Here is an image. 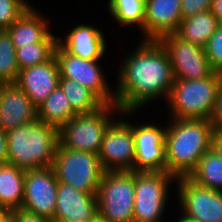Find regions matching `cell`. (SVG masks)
Wrapping results in <instances>:
<instances>
[{"instance_id":"cell-19","label":"cell","mask_w":222,"mask_h":222,"mask_svg":"<svg viewBox=\"0 0 222 222\" xmlns=\"http://www.w3.org/2000/svg\"><path fill=\"white\" fill-rule=\"evenodd\" d=\"M68 32L65 38L58 37V44L72 55L85 60H101L108 50L106 38L96 26L78 24Z\"/></svg>"},{"instance_id":"cell-7","label":"cell","mask_w":222,"mask_h":222,"mask_svg":"<svg viewBox=\"0 0 222 222\" xmlns=\"http://www.w3.org/2000/svg\"><path fill=\"white\" fill-rule=\"evenodd\" d=\"M135 171H104L97 192L98 215L106 222H134Z\"/></svg>"},{"instance_id":"cell-1","label":"cell","mask_w":222,"mask_h":222,"mask_svg":"<svg viewBox=\"0 0 222 222\" xmlns=\"http://www.w3.org/2000/svg\"><path fill=\"white\" fill-rule=\"evenodd\" d=\"M121 60L116 78V106L139 112L159 98L167 99L174 83L168 54L158 40H139Z\"/></svg>"},{"instance_id":"cell-38","label":"cell","mask_w":222,"mask_h":222,"mask_svg":"<svg viewBox=\"0 0 222 222\" xmlns=\"http://www.w3.org/2000/svg\"><path fill=\"white\" fill-rule=\"evenodd\" d=\"M1 222H15L14 218L8 213Z\"/></svg>"},{"instance_id":"cell-26","label":"cell","mask_w":222,"mask_h":222,"mask_svg":"<svg viewBox=\"0 0 222 222\" xmlns=\"http://www.w3.org/2000/svg\"><path fill=\"white\" fill-rule=\"evenodd\" d=\"M59 85L76 114L92 113L103 105L91 91L76 81L60 78Z\"/></svg>"},{"instance_id":"cell-33","label":"cell","mask_w":222,"mask_h":222,"mask_svg":"<svg viewBox=\"0 0 222 222\" xmlns=\"http://www.w3.org/2000/svg\"><path fill=\"white\" fill-rule=\"evenodd\" d=\"M210 121L214 130L222 131V85L219 89L217 102Z\"/></svg>"},{"instance_id":"cell-2","label":"cell","mask_w":222,"mask_h":222,"mask_svg":"<svg viewBox=\"0 0 222 222\" xmlns=\"http://www.w3.org/2000/svg\"><path fill=\"white\" fill-rule=\"evenodd\" d=\"M165 132L167 172L176 179L188 177L199 159L211 149L213 125L207 119H169Z\"/></svg>"},{"instance_id":"cell-39","label":"cell","mask_w":222,"mask_h":222,"mask_svg":"<svg viewBox=\"0 0 222 222\" xmlns=\"http://www.w3.org/2000/svg\"><path fill=\"white\" fill-rule=\"evenodd\" d=\"M9 213L8 210L6 209H0V222L2 221V219Z\"/></svg>"},{"instance_id":"cell-11","label":"cell","mask_w":222,"mask_h":222,"mask_svg":"<svg viewBox=\"0 0 222 222\" xmlns=\"http://www.w3.org/2000/svg\"><path fill=\"white\" fill-rule=\"evenodd\" d=\"M180 214L197 222H222V191L200 186L189 177L176 179Z\"/></svg>"},{"instance_id":"cell-8","label":"cell","mask_w":222,"mask_h":222,"mask_svg":"<svg viewBox=\"0 0 222 222\" xmlns=\"http://www.w3.org/2000/svg\"><path fill=\"white\" fill-rule=\"evenodd\" d=\"M176 178L168 172H135L134 222H164L162 219Z\"/></svg>"},{"instance_id":"cell-13","label":"cell","mask_w":222,"mask_h":222,"mask_svg":"<svg viewBox=\"0 0 222 222\" xmlns=\"http://www.w3.org/2000/svg\"><path fill=\"white\" fill-rule=\"evenodd\" d=\"M132 124L134 136L135 172H167L165 159L166 125Z\"/></svg>"},{"instance_id":"cell-3","label":"cell","mask_w":222,"mask_h":222,"mask_svg":"<svg viewBox=\"0 0 222 222\" xmlns=\"http://www.w3.org/2000/svg\"><path fill=\"white\" fill-rule=\"evenodd\" d=\"M8 163L21 169H40L53 165L59 145V129L42 121L20 125L6 132Z\"/></svg>"},{"instance_id":"cell-12","label":"cell","mask_w":222,"mask_h":222,"mask_svg":"<svg viewBox=\"0 0 222 222\" xmlns=\"http://www.w3.org/2000/svg\"><path fill=\"white\" fill-rule=\"evenodd\" d=\"M166 50L175 79L198 80L214 73L203 47L184 41L175 33L158 39Z\"/></svg>"},{"instance_id":"cell-31","label":"cell","mask_w":222,"mask_h":222,"mask_svg":"<svg viewBox=\"0 0 222 222\" xmlns=\"http://www.w3.org/2000/svg\"><path fill=\"white\" fill-rule=\"evenodd\" d=\"M211 0H181L182 19L208 11Z\"/></svg>"},{"instance_id":"cell-28","label":"cell","mask_w":222,"mask_h":222,"mask_svg":"<svg viewBox=\"0 0 222 222\" xmlns=\"http://www.w3.org/2000/svg\"><path fill=\"white\" fill-rule=\"evenodd\" d=\"M58 42H38L16 49L18 68L25 69L50 60L55 55Z\"/></svg>"},{"instance_id":"cell-10","label":"cell","mask_w":222,"mask_h":222,"mask_svg":"<svg viewBox=\"0 0 222 222\" xmlns=\"http://www.w3.org/2000/svg\"><path fill=\"white\" fill-rule=\"evenodd\" d=\"M60 78L80 83L91 91L103 104L116 105L115 91L103 72L100 60H85L68 53L59 44L55 49ZM110 85V86H109Z\"/></svg>"},{"instance_id":"cell-9","label":"cell","mask_w":222,"mask_h":222,"mask_svg":"<svg viewBox=\"0 0 222 222\" xmlns=\"http://www.w3.org/2000/svg\"><path fill=\"white\" fill-rule=\"evenodd\" d=\"M134 113L136 111H122L105 131L98 153L104 171H133L134 136L132 123L127 118Z\"/></svg>"},{"instance_id":"cell-35","label":"cell","mask_w":222,"mask_h":222,"mask_svg":"<svg viewBox=\"0 0 222 222\" xmlns=\"http://www.w3.org/2000/svg\"><path fill=\"white\" fill-rule=\"evenodd\" d=\"M211 150L222 157V131L214 130L211 138Z\"/></svg>"},{"instance_id":"cell-16","label":"cell","mask_w":222,"mask_h":222,"mask_svg":"<svg viewBox=\"0 0 222 222\" xmlns=\"http://www.w3.org/2000/svg\"><path fill=\"white\" fill-rule=\"evenodd\" d=\"M59 65L55 55L48 61L21 69L15 84L22 89L38 108L59 86Z\"/></svg>"},{"instance_id":"cell-25","label":"cell","mask_w":222,"mask_h":222,"mask_svg":"<svg viewBox=\"0 0 222 222\" xmlns=\"http://www.w3.org/2000/svg\"><path fill=\"white\" fill-rule=\"evenodd\" d=\"M188 177L200 186L222 191V157L208 150Z\"/></svg>"},{"instance_id":"cell-27","label":"cell","mask_w":222,"mask_h":222,"mask_svg":"<svg viewBox=\"0 0 222 222\" xmlns=\"http://www.w3.org/2000/svg\"><path fill=\"white\" fill-rule=\"evenodd\" d=\"M20 69L16 61V48L6 30H0V84L15 83Z\"/></svg>"},{"instance_id":"cell-17","label":"cell","mask_w":222,"mask_h":222,"mask_svg":"<svg viewBox=\"0 0 222 222\" xmlns=\"http://www.w3.org/2000/svg\"><path fill=\"white\" fill-rule=\"evenodd\" d=\"M38 108L15 83L0 84V128L4 131L38 120Z\"/></svg>"},{"instance_id":"cell-20","label":"cell","mask_w":222,"mask_h":222,"mask_svg":"<svg viewBox=\"0 0 222 222\" xmlns=\"http://www.w3.org/2000/svg\"><path fill=\"white\" fill-rule=\"evenodd\" d=\"M34 7L27 10L6 31L15 48L38 42H58V36L50 30L49 19Z\"/></svg>"},{"instance_id":"cell-30","label":"cell","mask_w":222,"mask_h":222,"mask_svg":"<svg viewBox=\"0 0 222 222\" xmlns=\"http://www.w3.org/2000/svg\"><path fill=\"white\" fill-rule=\"evenodd\" d=\"M205 54L214 72L222 74V24L211 35L204 47Z\"/></svg>"},{"instance_id":"cell-18","label":"cell","mask_w":222,"mask_h":222,"mask_svg":"<svg viewBox=\"0 0 222 222\" xmlns=\"http://www.w3.org/2000/svg\"><path fill=\"white\" fill-rule=\"evenodd\" d=\"M181 20V0H145L144 40L175 33Z\"/></svg>"},{"instance_id":"cell-34","label":"cell","mask_w":222,"mask_h":222,"mask_svg":"<svg viewBox=\"0 0 222 222\" xmlns=\"http://www.w3.org/2000/svg\"><path fill=\"white\" fill-rule=\"evenodd\" d=\"M8 163V142L6 131L0 128V164Z\"/></svg>"},{"instance_id":"cell-22","label":"cell","mask_w":222,"mask_h":222,"mask_svg":"<svg viewBox=\"0 0 222 222\" xmlns=\"http://www.w3.org/2000/svg\"><path fill=\"white\" fill-rule=\"evenodd\" d=\"M219 24L218 19L208 10L182 19L175 34L184 41L204 48Z\"/></svg>"},{"instance_id":"cell-23","label":"cell","mask_w":222,"mask_h":222,"mask_svg":"<svg viewBox=\"0 0 222 222\" xmlns=\"http://www.w3.org/2000/svg\"><path fill=\"white\" fill-rule=\"evenodd\" d=\"M38 120L61 129L76 113L63 89L57 86L38 107Z\"/></svg>"},{"instance_id":"cell-6","label":"cell","mask_w":222,"mask_h":222,"mask_svg":"<svg viewBox=\"0 0 222 222\" xmlns=\"http://www.w3.org/2000/svg\"><path fill=\"white\" fill-rule=\"evenodd\" d=\"M52 168L58 182L88 194H97L104 173L98 154L66 148L60 141Z\"/></svg>"},{"instance_id":"cell-21","label":"cell","mask_w":222,"mask_h":222,"mask_svg":"<svg viewBox=\"0 0 222 222\" xmlns=\"http://www.w3.org/2000/svg\"><path fill=\"white\" fill-rule=\"evenodd\" d=\"M25 170L11 163L0 164V205L11 211L22 208Z\"/></svg>"},{"instance_id":"cell-36","label":"cell","mask_w":222,"mask_h":222,"mask_svg":"<svg viewBox=\"0 0 222 222\" xmlns=\"http://www.w3.org/2000/svg\"><path fill=\"white\" fill-rule=\"evenodd\" d=\"M209 11L222 24V0H211Z\"/></svg>"},{"instance_id":"cell-32","label":"cell","mask_w":222,"mask_h":222,"mask_svg":"<svg viewBox=\"0 0 222 222\" xmlns=\"http://www.w3.org/2000/svg\"><path fill=\"white\" fill-rule=\"evenodd\" d=\"M9 214L14 218L15 222H52L49 218L30 212L24 208L11 210Z\"/></svg>"},{"instance_id":"cell-29","label":"cell","mask_w":222,"mask_h":222,"mask_svg":"<svg viewBox=\"0 0 222 222\" xmlns=\"http://www.w3.org/2000/svg\"><path fill=\"white\" fill-rule=\"evenodd\" d=\"M29 6L27 0H0V30L11 26Z\"/></svg>"},{"instance_id":"cell-15","label":"cell","mask_w":222,"mask_h":222,"mask_svg":"<svg viewBox=\"0 0 222 222\" xmlns=\"http://www.w3.org/2000/svg\"><path fill=\"white\" fill-rule=\"evenodd\" d=\"M98 215L97 194H88L58 182L52 222H90Z\"/></svg>"},{"instance_id":"cell-24","label":"cell","mask_w":222,"mask_h":222,"mask_svg":"<svg viewBox=\"0 0 222 222\" xmlns=\"http://www.w3.org/2000/svg\"><path fill=\"white\" fill-rule=\"evenodd\" d=\"M107 8L118 25L140 28L144 40L145 0H108Z\"/></svg>"},{"instance_id":"cell-37","label":"cell","mask_w":222,"mask_h":222,"mask_svg":"<svg viewBox=\"0 0 222 222\" xmlns=\"http://www.w3.org/2000/svg\"><path fill=\"white\" fill-rule=\"evenodd\" d=\"M179 217L176 219L177 221H174V222H197V221H193V220H191L189 218H186L182 214Z\"/></svg>"},{"instance_id":"cell-14","label":"cell","mask_w":222,"mask_h":222,"mask_svg":"<svg viewBox=\"0 0 222 222\" xmlns=\"http://www.w3.org/2000/svg\"><path fill=\"white\" fill-rule=\"evenodd\" d=\"M57 185L58 180L52 166L25 170L22 208L52 221L56 210Z\"/></svg>"},{"instance_id":"cell-4","label":"cell","mask_w":222,"mask_h":222,"mask_svg":"<svg viewBox=\"0 0 222 222\" xmlns=\"http://www.w3.org/2000/svg\"><path fill=\"white\" fill-rule=\"evenodd\" d=\"M221 85L222 74L217 72L204 79H175L166 102L171 110L169 116L210 120Z\"/></svg>"},{"instance_id":"cell-40","label":"cell","mask_w":222,"mask_h":222,"mask_svg":"<svg viewBox=\"0 0 222 222\" xmlns=\"http://www.w3.org/2000/svg\"><path fill=\"white\" fill-rule=\"evenodd\" d=\"M90 222H106L104 219H102L99 215H97L92 221Z\"/></svg>"},{"instance_id":"cell-5","label":"cell","mask_w":222,"mask_h":222,"mask_svg":"<svg viewBox=\"0 0 222 222\" xmlns=\"http://www.w3.org/2000/svg\"><path fill=\"white\" fill-rule=\"evenodd\" d=\"M121 112L116 105L103 104L92 113L76 114L59 129V141L66 148L98 154L105 131Z\"/></svg>"}]
</instances>
